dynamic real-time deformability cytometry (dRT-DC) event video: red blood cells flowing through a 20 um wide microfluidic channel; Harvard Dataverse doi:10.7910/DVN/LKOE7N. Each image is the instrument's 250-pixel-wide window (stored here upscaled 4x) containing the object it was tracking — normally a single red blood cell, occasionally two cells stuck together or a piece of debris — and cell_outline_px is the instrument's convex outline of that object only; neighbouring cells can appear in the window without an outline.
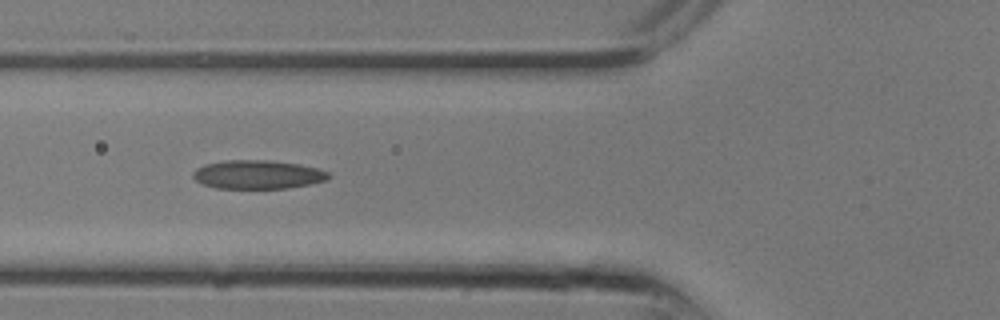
{"species": "common noctule bat (a hibernating species)", "species_latin": "Nyctalus noctula", "temperature_condition": "room temperature", "stored_images_in_passage": 13, "camera_frame_rate_fps": 3000, "um_per_image_px": 0.085, "animal": {"sex": "male", "body_mass_g": 13.3}, "frame": {"image": 1, "passage_image": 10, "time_ms": 3.0, "image_size_px": [1000, 320], "cell_outline_px": [[332, 176], [328, 180], [288, 188], [216, 188], [204, 184], [196, 180], [192, 176], [192, 172], [196, 168], [204, 164], [224, 160], [268, 160], [300, 164], [316, 168], [328, 172]], "centroid_in_image_um": [21.9, 14.83], "position_along_channel_um": 103.9, "area_um2": 22.72}}
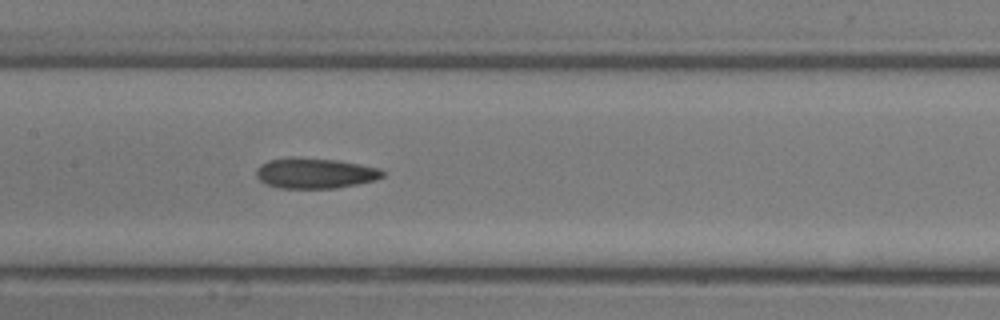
{"frame": {"image": 2, "passage_image": 13, "time_ms": 4.0, "image_size_px": [1000, 320], "cell_outline_px": [[384, 176], [376, 180], [336, 188], [280, 188], [268, 184], [260, 180], [256, 176], [256, 168], [260, 164], [268, 160], [292, 156], [296, 156], [336, 160], [360, 164], [380, 168], [384, 172]], "centroid_in_image_um": [26.76, 14.7], "position_along_channel_um": 180.6, "area_um2": 22.6}}